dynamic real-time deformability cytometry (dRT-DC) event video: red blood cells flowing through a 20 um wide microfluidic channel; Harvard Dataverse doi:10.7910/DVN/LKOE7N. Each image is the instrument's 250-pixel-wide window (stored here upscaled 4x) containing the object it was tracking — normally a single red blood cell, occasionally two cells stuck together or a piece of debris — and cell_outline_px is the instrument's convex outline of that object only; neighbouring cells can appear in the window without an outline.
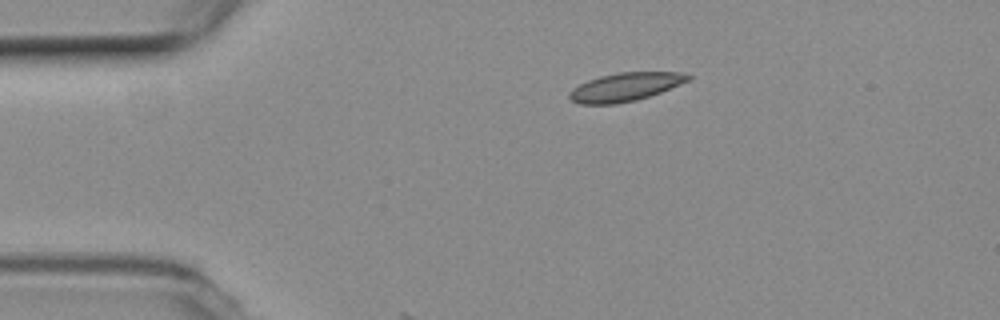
{"species": "common noctule bat (a hibernating species)", "species_latin": "Nyctalus noctula", "temperature_condition": "room temperature", "stored_images_in_passage": 4, "camera_frame_rate_fps": 3000, "um_per_image_px": 0.085, "animal": {"sex": "female", "body_mass_g": 19.3, "forearm_length_mm": 54.1}, "frame": {"image": 1, "passage_image": 1, "time_ms": 0.0, "image_size_px": [1000, 320], "cell_outline_px": [[692, 76], [688, 80], [680, 84], [660, 92], [636, 100], [616, 104], [580, 104], [572, 100], [568, 96], [568, 92], [572, 88], [588, 80], [600, 76], [620, 72], [680, 72]], "centroid_in_image_um": [53.11, 7.39], "position_along_channel_um": 31.9, "area_um2": 19.48}}